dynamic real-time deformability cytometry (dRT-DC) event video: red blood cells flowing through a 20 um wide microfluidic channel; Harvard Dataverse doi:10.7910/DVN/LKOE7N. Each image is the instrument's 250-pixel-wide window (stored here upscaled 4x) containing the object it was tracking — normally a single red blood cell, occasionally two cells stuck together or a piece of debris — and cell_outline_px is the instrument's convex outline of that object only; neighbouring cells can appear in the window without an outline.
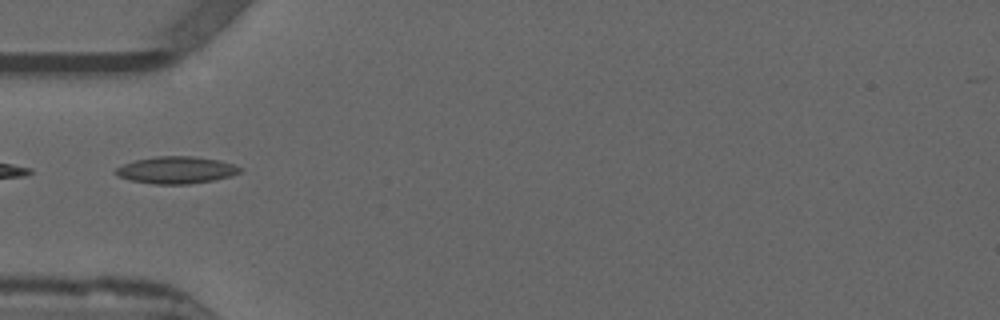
{"species": "common noctule bat (a hibernating species)", "species_latin": "Nyctalus noctula", "temperature_condition": "warm", "stored_images_in_passage": 3, "camera_frame_rate_fps": 3000, "um_per_image_px": 0.085, "animal": {"sex": "male", "forearm_length_mm": 52.5}, "frame": {"image": 1, "passage_image": 1, "time_ms": 0.0, "image_size_px": [1000, 320], "cell_outline_px": [[244, 168], [240, 172], [232, 176], [212, 180], [188, 184], [156, 184], [128, 180], [116, 176], [116, 168], [124, 164], [136, 160], [156, 156], [196, 156], [220, 160]], "centroid_in_image_um": [15.0, 14.45], "position_along_channel_um": 70.0, "area_um2": 19.65}}